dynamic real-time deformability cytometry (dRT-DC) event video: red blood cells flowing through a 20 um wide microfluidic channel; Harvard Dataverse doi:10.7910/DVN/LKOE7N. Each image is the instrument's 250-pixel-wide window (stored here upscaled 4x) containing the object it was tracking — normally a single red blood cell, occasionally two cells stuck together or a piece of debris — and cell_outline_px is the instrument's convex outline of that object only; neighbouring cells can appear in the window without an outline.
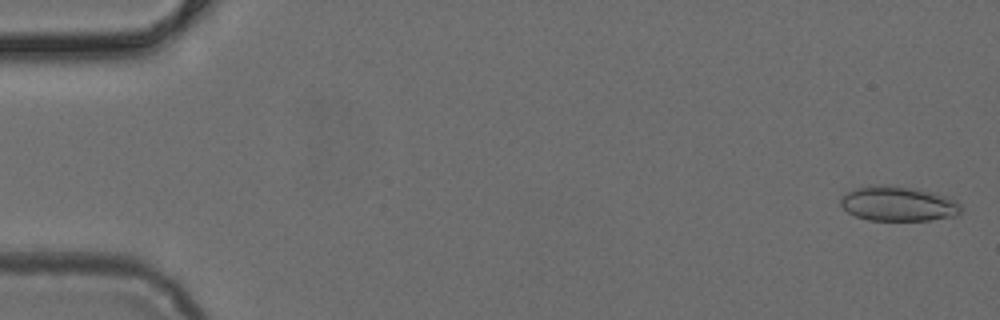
{"species": "common noctule bat (a hibernating species)", "species_latin": "Nyctalus noctula", "temperature_condition": "cold", "stored_images_in_passage": 49, "camera_frame_rate_fps": 3000, "um_per_image_px": 0.085, "animal": {"sex": "female", "body_mass_g": 24.6, "forearm_length_mm": 56.2}, "frame": {"image": 1, "passage_image": 1, "time_ms": 0.0, "image_size_px": [1000, 320], "cell_outline_px": [[964, 208], [956, 216], [928, 220], [868, 220], [856, 216], [848, 212], [840, 204], [840, 196], [856, 188], [868, 184], [888, 184], [936, 192], [948, 196], [956, 200]], "centroid_in_image_um": [76.36, 17.3], "position_along_channel_um": 8.6, "area_um2": 24.85}}
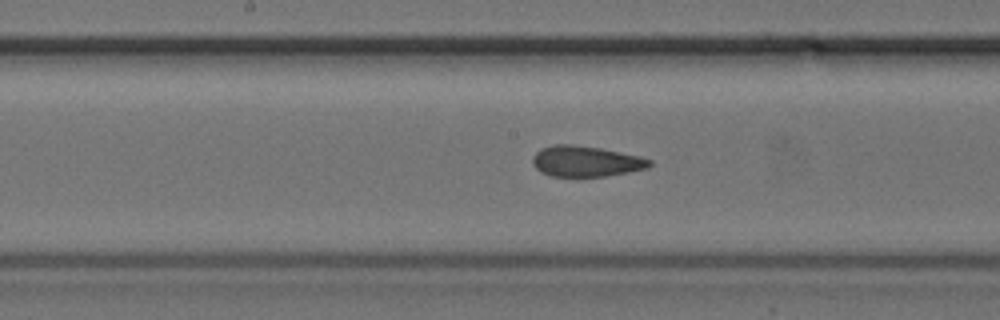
{"frame": {"image": 2, "passage_image": 25, "time_ms": 8.0, "image_size_px": [1000, 320], "cell_outline_px": [[652, 164], [648, 168], [628, 172], [604, 176], [576, 180], [548, 176], [540, 172], [532, 164], [532, 156], [540, 148], [556, 144], [572, 144], [600, 148], [640, 156], [652, 160]], "centroid_in_image_um": [49.74, 13.76], "position_along_channel_um": 198.5, "area_um2": 21.85}}
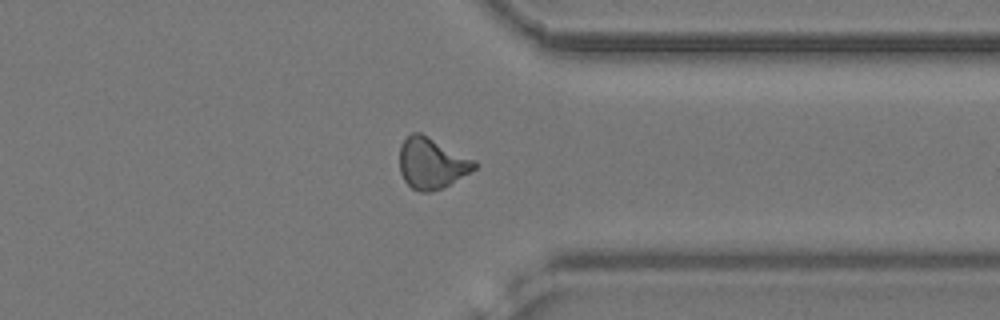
{"frame": {"image": 3, "passage_image": 38, "time_ms": 12.333, "image_size_px": [1000, 320], "cell_outline_px": [[480, 164], [476, 168], [444, 188], [432, 192], [420, 192], [412, 188], [404, 180], [400, 172], [400, 144], [412, 132], [420, 132], [476, 160]], "centroid_in_image_um": [36.71, 13.88], "position_along_channel_um": 374.7, "area_um2": 22.43}}